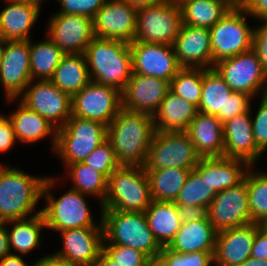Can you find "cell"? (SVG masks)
<instances>
[{"label": "cell", "mask_w": 267, "mask_h": 266, "mask_svg": "<svg viewBox=\"0 0 267 266\" xmlns=\"http://www.w3.org/2000/svg\"><path fill=\"white\" fill-rule=\"evenodd\" d=\"M213 68L234 92L249 94L254 99L267 94V76L253 48L220 60Z\"/></svg>", "instance_id": "11"}, {"label": "cell", "mask_w": 267, "mask_h": 266, "mask_svg": "<svg viewBox=\"0 0 267 266\" xmlns=\"http://www.w3.org/2000/svg\"><path fill=\"white\" fill-rule=\"evenodd\" d=\"M250 165L241 159L226 157L200 158L194 168L218 193L240 183Z\"/></svg>", "instance_id": "28"}, {"label": "cell", "mask_w": 267, "mask_h": 266, "mask_svg": "<svg viewBox=\"0 0 267 266\" xmlns=\"http://www.w3.org/2000/svg\"><path fill=\"white\" fill-rule=\"evenodd\" d=\"M103 251L121 266H147L150 258L132 247L103 244Z\"/></svg>", "instance_id": "43"}, {"label": "cell", "mask_w": 267, "mask_h": 266, "mask_svg": "<svg viewBox=\"0 0 267 266\" xmlns=\"http://www.w3.org/2000/svg\"><path fill=\"white\" fill-rule=\"evenodd\" d=\"M145 171L149 178L151 198L168 202H175L190 173V170L183 168Z\"/></svg>", "instance_id": "37"}, {"label": "cell", "mask_w": 267, "mask_h": 266, "mask_svg": "<svg viewBox=\"0 0 267 266\" xmlns=\"http://www.w3.org/2000/svg\"><path fill=\"white\" fill-rule=\"evenodd\" d=\"M25 256L9 254L0 259V266H37L36 262H32V265L25 262Z\"/></svg>", "instance_id": "52"}, {"label": "cell", "mask_w": 267, "mask_h": 266, "mask_svg": "<svg viewBox=\"0 0 267 266\" xmlns=\"http://www.w3.org/2000/svg\"><path fill=\"white\" fill-rule=\"evenodd\" d=\"M45 25V34L65 54H85L95 37L93 19L84 15L53 13Z\"/></svg>", "instance_id": "16"}, {"label": "cell", "mask_w": 267, "mask_h": 266, "mask_svg": "<svg viewBox=\"0 0 267 266\" xmlns=\"http://www.w3.org/2000/svg\"><path fill=\"white\" fill-rule=\"evenodd\" d=\"M173 48L181 68H213L209 28L182 24Z\"/></svg>", "instance_id": "22"}, {"label": "cell", "mask_w": 267, "mask_h": 266, "mask_svg": "<svg viewBox=\"0 0 267 266\" xmlns=\"http://www.w3.org/2000/svg\"><path fill=\"white\" fill-rule=\"evenodd\" d=\"M58 2L60 9L53 13H66L72 15H84L91 19L103 7L108 0H54Z\"/></svg>", "instance_id": "45"}, {"label": "cell", "mask_w": 267, "mask_h": 266, "mask_svg": "<svg viewBox=\"0 0 267 266\" xmlns=\"http://www.w3.org/2000/svg\"><path fill=\"white\" fill-rule=\"evenodd\" d=\"M200 158L185 131H155L143 167L145 170L183 168L191 171Z\"/></svg>", "instance_id": "10"}, {"label": "cell", "mask_w": 267, "mask_h": 266, "mask_svg": "<svg viewBox=\"0 0 267 266\" xmlns=\"http://www.w3.org/2000/svg\"><path fill=\"white\" fill-rule=\"evenodd\" d=\"M185 132L201 158L224 157L223 124L215 115L198 111Z\"/></svg>", "instance_id": "27"}, {"label": "cell", "mask_w": 267, "mask_h": 266, "mask_svg": "<svg viewBox=\"0 0 267 266\" xmlns=\"http://www.w3.org/2000/svg\"><path fill=\"white\" fill-rule=\"evenodd\" d=\"M10 254L6 222H0V259Z\"/></svg>", "instance_id": "53"}, {"label": "cell", "mask_w": 267, "mask_h": 266, "mask_svg": "<svg viewBox=\"0 0 267 266\" xmlns=\"http://www.w3.org/2000/svg\"><path fill=\"white\" fill-rule=\"evenodd\" d=\"M14 102L17 106L7 114V117L17 141L21 144L32 145L50 137V150L53 152L56 145L57 128L40 114L25 106L18 98H10L6 101L8 105Z\"/></svg>", "instance_id": "25"}, {"label": "cell", "mask_w": 267, "mask_h": 266, "mask_svg": "<svg viewBox=\"0 0 267 266\" xmlns=\"http://www.w3.org/2000/svg\"><path fill=\"white\" fill-rule=\"evenodd\" d=\"M197 112L196 106L169 91L153 116L155 131H186Z\"/></svg>", "instance_id": "31"}, {"label": "cell", "mask_w": 267, "mask_h": 266, "mask_svg": "<svg viewBox=\"0 0 267 266\" xmlns=\"http://www.w3.org/2000/svg\"><path fill=\"white\" fill-rule=\"evenodd\" d=\"M254 20L237 1L226 14L210 28L212 61L234 57L253 48ZM252 26V27H251Z\"/></svg>", "instance_id": "8"}, {"label": "cell", "mask_w": 267, "mask_h": 266, "mask_svg": "<svg viewBox=\"0 0 267 266\" xmlns=\"http://www.w3.org/2000/svg\"><path fill=\"white\" fill-rule=\"evenodd\" d=\"M85 56L92 81L124 90L132 75L129 43L94 37Z\"/></svg>", "instance_id": "4"}, {"label": "cell", "mask_w": 267, "mask_h": 266, "mask_svg": "<svg viewBox=\"0 0 267 266\" xmlns=\"http://www.w3.org/2000/svg\"><path fill=\"white\" fill-rule=\"evenodd\" d=\"M181 25V7L170 1L139 8L134 41L173 45Z\"/></svg>", "instance_id": "12"}, {"label": "cell", "mask_w": 267, "mask_h": 266, "mask_svg": "<svg viewBox=\"0 0 267 266\" xmlns=\"http://www.w3.org/2000/svg\"><path fill=\"white\" fill-rule=\"evenodd\" d=\"M202 82V68H181L170 82V91L198 108L202 94Z\"/></svg>", "instance_id": "40"}, {"label": "cell", "mask_w": 267, "mask_h": 266, "mask_svg": "<svg viewBox=\"0 0 267 266\" xmlns=\"http://www.w3.org/2000/svg\"><path fill=\"white\" fill-rule=\"evenodd\" d=\"M257 223L217 232L214 266H239L251 255Z\"/></svg>", "instance_id": "24"}, {"label": "cell", "mask_w": 267, "mask_h": 266, "mask_svg": "<svg viewBox=\"0 0 267 266\" xmlns=\"http://www.w3.org/2000/svg\"><path fill=\"white\" fill-rule=\"evenodd\" d=\"M238 0H191L181 6L182 24L211 28Z\"/></svg>", "instance_id": "35"}, {"label": "cell", "mask_w": 267, "mask_h": 266, "mask_svg": "<svg viewBox=\"0 0 267 266\" xmlns=\"http://www.w3.org/2000/svg\"><path fill=\"white\" fill-rule=\"evenodd\" d=\"M84 164L104 174L107 178L120 166L111 143L106 140L85 158Z\"/></svg>", "instance_id": "42"}, {"label": "cell", "mask_w": 267, "mask_h": 266, "mask_svg": "<svg viewBox=\"0 0 267 266\" xmlns=\"http://www.w3.org/2000/svg\"><path fill=\"white\" fill-rule=\"evenodd\" d=\"M250 257L267 260V229L263 225L257 224Z\"/></svg>", "instance_id": "48"}, {"label": "cell", "mask_w": 267, "mask_h": 266, "mask_svg": "<svg viewBox=\"0 0 267 266\" xmlns=\"http://www.w3.org/2000/svg\"><path fill=\"white\" fill-rule=\"evenodd\" d=\"M216 236L217 231L208 217L184 222L167 248L177 253L214 252Z\"/></svg>", "instance_id": "29"}, {"label": "cell", "mask_w": 267, "mask_h": 266, "mask_svg": "<svg viewBox=\"0 0 267 266\" xmlns=\"http://www.w3.org/2000/svg\"><path fill=\"white\" fill-rule=\"evenodd\" d=\"M151 201L149 178L144 167L120 165L108 178L102 210L145 212Z\"/></svg>", "instance_id": "6"}, {"label": "cell", "mask_w": 267, "mask_h": 266, "mask_svg": "<svg viewBox=\"0 0 267 266\" xmlns=\"http://www.w3.org/2000/svg\"><path fill=\"white\" fill-rule=\"evenodd\" d=\"M103 244L132 247L150 259L158 258L162 247L149 229L144 212L102 210Z\"/></svg>", "instance_id": "5"}, {"label": "cell", "mask_w": 267, "mask_h": 266, "mask_svg": "<svg viewBox=\"0 0 267 266\" xmlns=\"http://www.w3.org/2000/svg\"><path fill=\"white\" fill-rule=\"evenodd\" d=\"M256 168L247 170L248 201L251 223L263 225L267 220V171Z\"/></svg>", "instance_id": "38"}, {"label": "cell", "mask_w": 267, "mask_h": 266, "mask_svg": "<svg viewBox=\"0 0 267 266\" xmlns=\"http://www.w3.org/2000/svg\"><path fill=\"white\" fill-rule=\"evenodd\" d=\"M80 266H98L96 263L94 264H89V265H80Z\"/></svg>", "instance_id": "60"}, {"label": "cell", "mask_w": 267, "mask_h": 266, "mask_svg": "<svg viewBox=\"0 0 267 266\" xmlns=\"http://www.w3.org/2000/svg\"><path fill=\"white\" fill-rule=\"evenodd\" d=\"M7 41L8 40H4L1 36H0V64L4 55V51L7 45Z\"/></svg>", "instance_id": "59"}, {"label": "cell", "mask_w": 267, "mask_h": 266, "mask_svg": "<svg viewBox=\"0 0 267 266\" xmlns=\"http://www.w3.org/2000/svg\"><path fill=\"white\" fill-rule=\"evenodd\" d=\"M59 179V180H58ZM64 180L55 175H48L42 192V199L45 205L41 210L43 214L47 231L58 233L63 230L84 228V227H103L102 214L99 221H95L94 213L89 207L88 197H93L80 193L71 187L56 196L53 189L56 184H63Z\"/></svg>", "instance_id": "2"}, {"label": "cell", "mask_w": 267, "mask_h": 266, "mask_svg": "<svg viewBox=\"0 0 267 266\" xmlns=\"http://www.w3.org/2000/svg\"><path fill=\"white\" fill-rule=\"evenodd\" d=\"M123 1L126 2L128 5L139 9L142 7H147L162 2H167L168 0H123Z\"/></svg>", "instance_id": "54"}, {"label": "cell", "mask_w": 267, "mask_h": 266, "mask_svg": "<svg viewBox=\"0 0 267 266\" xmlns=\"http://www.w3.org/2000/svg\"><path fill=\"white\" fill-rule=\"evenodd\" d=\"M37 266H80L70 260L57 256L54 252L42 255L36 260Z\"/></svg>", "instance_id": "51"}, {"label": "cell", "mask_w": 267, "mask_h": 266, "mask_svg": "<svg viewBox=\"0 0 267 266\" xmlns=\"http://www.w3.org/2000/svg\"><path fill=\"white\" fill-rule=\"evenodd\" d=\"M63 171L66 173L58 175V177L65 179V182L70 181L69 187L72 189L95 198V201L99 203V214H102V204L107 195L108 178L83 162L69 164Z\"/></svg>", "instance_id": "33"}, {"label": "cell", "mask_w": 267, "mask_h": 266, "mask_svg": "<svg viewBox=\"0 0 267 266\" xmlns=\"http://www.w3.org/2000/svg\"><path fill=\"white\" fill-rule=\"evenodd\" d=\"M47 176L34 175L5 162L0 163V222L21 220L41 213L37 209L42 200Z\"/></svg>", "instance_id": "1"}, {"label": "cell", "mask_w": 267, "mask_h": 266, "mask_svg": "<svg viewBox=\"0 0 267 266\" xmlns=\"http://www.w3.org/2000/svg\"><path fill=\"white\" fill-rule=\"evenodd\" d=\"M147 266H166V264L158 257L150 259Z\"/></svg>", "instance_id": "57"}, {"label": "cell", "mask_w": 267, "mask_h": 266, "mask_svg": "<svg viewBox=\"0 0 267 266\" xmlns=\"http://www.w3.org/2000/svg\"><path fill=\"white\" fill-rule=\"evenodd\" d=\"M238 2L254 19V22L267 20V0H238Z\"/></svg>", "instance_id": "50"}, {"label": "cell", "mask_w": 267, "mask_h": 266, "mask_svg": "<svg viewBox=\"0 0 267 266\" xmlns=\"http://www.w3.org/2000/svg\"><path fill=\"white\" fill-rule=\"evenodd\" d=\"M224 157L246 161L257 166L263 152L256 146L252 128L251 109L223 123Z\"/></svg>", "instance_id": "23"}, {"label": "cell", "mask_w": 267, "mask_h": 266, "mask_svg": "<svg viewBox=\"0 0 267 266\" xmlns=\"http://www.w3.org/2000/svg\"><path fill=\"white\" fill-rule=\"evenodd\" d=\"M96 264L98 266H121L114 260H112L103 250L101 251Z\"/></svg>", "instance_id": "55"}, {"label": "cell", "mask_w": 267, "mask_h": 266, "mask_svg": "<svg viewBox=\"0 0 267 266\" xmlns=\"http://www.w3.org/2000/svg\"><path fill=\"white\" fill-rule=\"evenodd\" d=\"M50 80L72 98L91 81L85 54H65Z\"/></svg>", "instance_id": "34"}, {"label": "cell", "mask_w": 267, "mask_h": 266, "mask_svg": "<svg viewBox=\"0 0 267 266\" xmlns=\"http://www.w3.org/2000/svg\"><path fill=\"white\" fill-rule=\"evenodd\" d=\"M31 80L30 40L7 41L0 64V88L5 101L18 98Z\"/></svg>", "instance_id": "18"}, {"label": "cell", "mask_w": 267, "mask_h": 266, "mask_svg": "<svg viewBox=\"0 0 267 266\" xmlns=\"http://www.w3.org/2000/svg\"><path fill=\"white\" fill-rule=\"evenodd\" d=\"M154 132L151 115L122 108L107 126V140L120 165L144 166Z\"/></svg>", "instance_id": "3"}, {"label": "cell", "mask_w": 267, "mask_h": 266, "mask_svg": "<svg viewBox=\"0 0 267 266\" xmlns=\"http://www.w3.org/2000/svg\"><path fill=\"white\" fill-rule=\"evenodd\" d=\"M169 91L170 83L166 80L132 73L121 92L122 108L153 117Z\"/></svg>", "instance_id": "20"}, {"label": "cell", "mask_w": 267, "mask_h": 266, "mask_svg": "<svg viewBox=\"0 0 267 266\" xmlns=\"http://www.w3.org/2000/svg\"><path fill=\"white\" fill-rule=\"evenodd\" d=\"M47 38V39H46ZM44 40L30 39L32 80H50L65 53L46 35Z\"/></svg>", "instance_id": "36"}, {"label": "cell", "mask_w": 267, "mask_h": 266, "mask_svg": "<svg viewBox=\"0 0 267 266\" xmlns=\"http://www.w3.org/2000/svg\"><path fill=\"white\" fill-rule=\"evenodd\" d=\"M254 26L253 49L257 52L262 69L267 76V20H259Z\"/></svg>", "instance_id": "46"}, {"label": "cell", "mask_w": 267, "mask_h": 266, "mask_svg": "<svg viewBox=\"0 0 267 266\" xmlns=\"http://www.w3.org/2000/svg\"><path fill=\"white\" fill-rule=\"evenodd\" d=\"M257 112L251 109V120L256 146L265 153L267 151V94L260 96Z\"/></svg>", "instance_id": "44"}, {"label": "cell", "mask_w": 267, "mask_h": 266, "mask_svg": "<svg viewBox=\"0 0 267 266\" xmlns=\"http://www.w3.org/2000/svg\"><path fill=\"white\" fill-rule=\"evenodd\" d=\"M239 266H267V260L249 257Z\"/></svg>", "instance_id": "56"}, {"label": "cell", "mask_w": 267, "mask_h": 266, "mask_svg": "<svg viewBox=\"0 0 267 266\" xmlns=\"http://www.w3.org/2000/svg\"><path fill=\"white\" fill-rule=\"evenodd\" d=\"M207 211L208 219L217 232L250 224L247 172L240 183L218 192Z\"/></svg>", "instance_id": "15"}, {"label": "cell", "mask_w": 267, "mask_h": 266, "mask_svg": "<svg viewBox=\"0 0 267 266\" xmlns=\"http://www.w3.org/2000/svg\"><path fill=\"white\" fill-rule=\"evenodd\" d=\"M62 243L54 253L79 265L96 263L103 250V227L74 228L58 232Z\"/></svg>", "instance_id": "21"}, {"label": "cell", "mask_w": 267, "mask_h": 266, "mask_svg": "<svg viewBox=\"0 0 267 266\" xmlns=\"http://www.w3.org/2000/svg\"><path fill=\"white\" fill-rule=\"evenodd\" d=\"M177 208L182 223L198 221L208 217L207 208L204 206L177 205Z\"/></svg>", "instance_id": "49"}, {"label": "cell", "mask_w": 267, "mask_h": 266, "mask_svg": "<svg viewBox=\"0 0 267 266\" xmlns=\"http://www.w3.org/2000/svg\"><path fill=\"white\" fill-rule=\"evenodd\" d=\"M138 9L123 0H108L93 18L95 37L134 41Z\"/></svg>", "instance_id": "19"}, {"label": "cell", "mask_w": 267, "mask_h": 266, "mask_svg": "<svg viewBox=\"0 0 267 266\" xmlns=\"http://www.w3.org/2000/svg\"><path fill=\"white\" fill-rule=\"evenodd\" d=\"M16 143L18 141L7 115L0 112V154L12 150Z\"/></svg>", "instance_id": "47"}, {"label": "cell", "mask_w": 267, "mask_h": 266, "mask_svg": "<svg viewBox=\"0 0 267 266\" xmlns=\"http://www.w3.org/2000/svg\"><path fill=\"white\" fill-rule=\"evenodd\" d=\"M11 254L29 256L43 245L42 232L47 229L42 213L21 220L6 222Z\"/></svg>", "instance_id": "30"}, {"label": "cell", "mask_w": 267, "mask_h": 266, "mask_svg": "<svg viewBox=\"0 0 267 266\" xmlns=\"http://www.w3.org/2000/svg\"><path fill=\"white\" fill-rule=\"evenodd\" d=\"M263 226L267 229V220L265 221V223L263 224Z\"/></svg>", "instance_id": "61"}, {"label": "cell", "mask_w": 267, "mask_h": 266, "mask_svg": "<svg viewBox=\"0 0 267 266\" xmlns=\"http://www.w3.org/2000/svg\"><path fill=\"white\" fill-rule=\"evenodd\" d=\"M18 99L57 129L63 127L72 115V98L51 80H31Z\"/></svg>", "instance_id": "13"}, {"label": "cell", "mask_w": 267, "mask_h": 266, "mask_svg": "<svg viewBox=\"0 0 267 266\" xmlns=\"http://www.w3.org/2000/svg\"><path fill=\"white\" fill-rule=\"evenodd\" d=\"M214 252L177 253L162 247L159 258L166 266H214Z\"/></svg>", "instance_id": "41"}, {"label": "cell", "mask_w": 267, "mask_h": 266, "mask_svg": "<svg viewBox=\"0 0 267 266\" xmlns=\"http://www.w3.org/2000/svg\"><path fill=\"white\" fill-rule=\"evenodd\" d=\"M121 109V92L92 80L72 97V116L98 121L106 126Z\"/></svg>", "instance_id": "14"}, {"label": "cell", "mask_w": 267, "mask_h": 266, "mask_svg": "<svg viewBox=\"0 0 267 266\" xmlns=\"http://www.w3.org/2000/svg\"><path fill=\"white\" fill-rule=\"evenodd\" d=\"M144 214L156 241L161 247H167L182 224L177 205L152 199Z\"/></svg>", "instance_id": "32"}, {"label": "cell", "mask_w": 267, "mask_h": 266, "mask_svg": "<svg viewBox=\"0 0 267 266\" xmlns=\"http://www.w3.org/2000/svg\"><path fill=\"white\" fill-rule=\"evenodd\" d=\"M13 1H17V2H24V3H30V4H33V5H36L38 7H42L41 5H43V3L46 1V0H13ZM48 1V0H47Z\"/></svg>", "instance_id": "58"}, {"label": "cell", "mask_w": 267, "mask_h": 266, "mask_svg": "<svg viewBox=\"0 0 267 266\" xmlns=\"http://www.w3.org/2000/svg\"><path fill=\"white\" fill-rule=\"evenodd\" d=\"M106 140V125L71 115L67 123L57 129L56 145L52 154L62 161L65 169L69 164L83 162Z\"/></svg>", "instance_id": "7"}, {"label": "cell", "mask_w": 267, "mask_h": 266, "mask_svg": "<svg viewBox=\"0 0 267 266\" xmlns=\"http://www.w3.org/2000/svg\"><path fill=\"white\" fill-rule=\"evenodd\" d=\"M132 73L171 82L181 69L173 45L133 41Z\"/></svg>", "instance_id": "17"}, {"label": "cell", "mask_w": 267, "mask_h": 266, "mask_svg": "<svg viewBox=\"0 0 267 266\" xmlns=\"http://www.w3.org/2000/svg\"><path fill=\"white\" fill-rule=\"evenodd\" d=\"M2 1L5 5L0 11V36L8 41L33 39L31 32L42 9L30 3Z\"/></svg>", "instance_id": "26"}, {"label": "cell", "mask_w": 267, "mask_h": 266, "mask_svg": "<svg viewBox=\"0 0 267 266\" xmlns=\"http://www.w3.org/2000/svg\"><path fill=\"white\" fill-rule=\"evenodd\" d=\"M217 192L195 169L188 174L186 183L180 190L176 205L204 206L208 209Z\"/></svg>", "instance_id": "39"}, {"label": "cell", "mask_w": 267, "mask_h": 266, "mask_svg": "<svg viewBox=\"0 0 267 266\" xmlns=\"http://www.w3.org/2000/svg\"><path fill=\"white\" fill-rule=\"evenodd\" d=\"M254 98L249 94L234 92L214 68L203 69L202 94L199 112L215 115L221 123L248 112Z\"/></svg>", "instance_id": "9"}]
</instances>
